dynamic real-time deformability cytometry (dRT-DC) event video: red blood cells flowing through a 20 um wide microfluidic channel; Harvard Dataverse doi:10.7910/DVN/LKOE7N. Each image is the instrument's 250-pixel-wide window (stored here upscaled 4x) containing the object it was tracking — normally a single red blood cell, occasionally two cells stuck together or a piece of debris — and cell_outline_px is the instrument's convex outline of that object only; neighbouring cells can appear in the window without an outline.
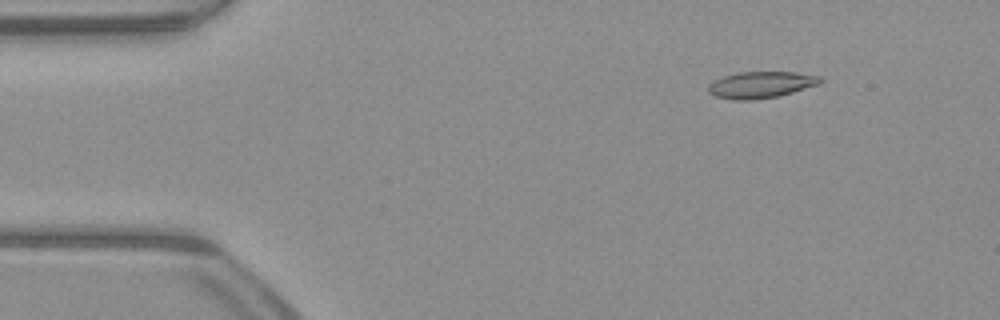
{"species": "common noctule bat (a hibernating species)", "species_latin": "Nyctalus noctula", "temperature_condition": "warm", "stored_images_in_passage": 52, "camera_frame_rate_fps": 3000, "um_per_image_px": 0.085, "animal": {"sex": "male", "body_mass_g": 23.1, "forearm_length_mm": 52.7}, "frame": {"image": 1, "passage_image": 7, "time_ms": 2.0, "image_size_px": [1000, 320], "cell_outline_px": [[824, 80], [820, 84], [792, 92], [776, 96], [752, 100], [732, 100], [716, 96], [708, 92], [708, 84], [724, 76], [740, 72], [796, 72], [820, 76]], "centroid_in_image_um": [64.69, 7.2], "position_along_channel_um": 20.3, "area_um2": 17.22}}
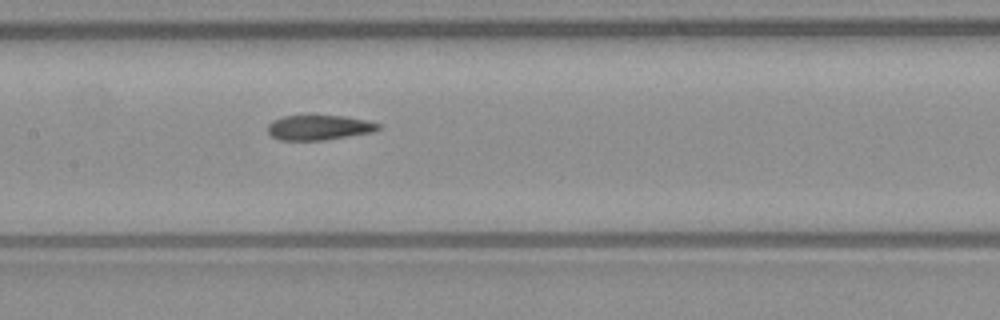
{"frame": {"image": 2, "passage_image": 25, "time_ms": 8.0, "image_size_px": [1000, 320], "cell_outline_px": [[384, 124], [376, 132], [324, 140], [280, 140], [272, 136], [268, 132], [268, 124], [272, 120], [284, 116], [344, 116], [368, 120]], "centroid_in_image_um": [27.19, 10.84], "position_along_channel_um": 180.2, "area_um2": 16.24}}
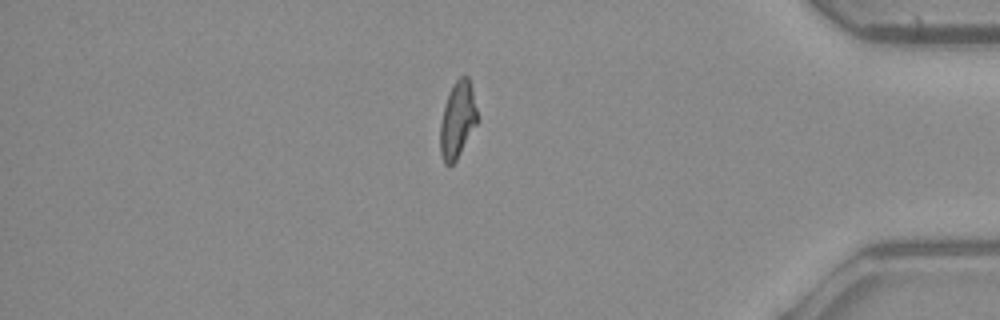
{"frame": {"image": 3, "passage_image": 44, "time_ms": 14.333, "image_size_px": [1000, 320], "cell_outline_px": [[480, 120], [456, 160], [452, 164], [444, 164], [440, 152], [440, 124], [444, 104], [448, 92], [452, 84], [460, 76], [468, 76], [472, 88], [480, 116]], "centroid_in_image_um": [38.92, 10.16], "position_along_channel_um": 396.3, "area_um2": 17.05}, "authors_computed_cell_mechanics": {"area_um2": 17.051, "velocity_mm_per_s": 4.0117, "shape_relaxation_time_tau1_ms": null, "shape_relaxation_time_tau2_ms": 2.3627, "deformation_change_tau1": null, "deformation_change_tau2": 0.1097}}